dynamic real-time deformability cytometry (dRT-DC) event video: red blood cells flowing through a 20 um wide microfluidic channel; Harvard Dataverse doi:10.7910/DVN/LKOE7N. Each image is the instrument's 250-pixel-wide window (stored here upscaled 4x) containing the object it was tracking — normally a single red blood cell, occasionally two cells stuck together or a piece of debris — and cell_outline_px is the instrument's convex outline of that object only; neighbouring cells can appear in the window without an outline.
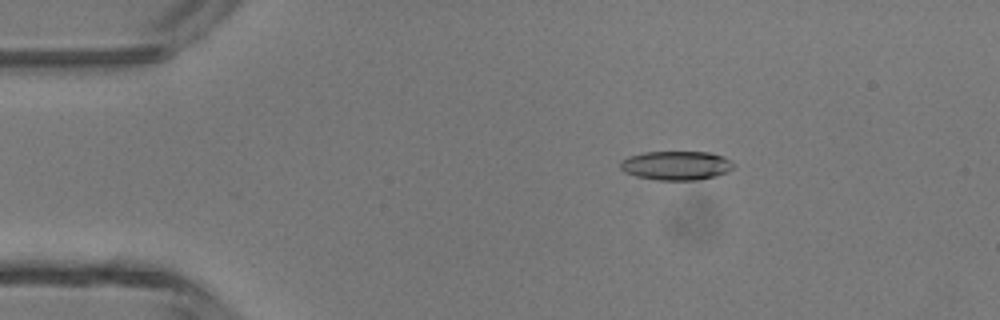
{"species": "common noctule bat (a hibernating species)", "species_latin": "Nyctalus noctula", "temperature_condition": "room temperature", "stored_images_in_passage": 47, "camera_frame_rate_fps": 3000, "um_per_image_px": 0.085, "animal": {"sex": "male", "body_mass_g": 13.3}, "frame": {"image": 1, "passage_image": 8, "time_ms": 2.333, "image_size_px": [1000, 320], "cell_outline_px": [[736, 164], [728, 172], [716, 176], [696, 180], [656, 180], [636, 176], [624, 172], [620, 168], [620, 160], [628, 156], [644, 152], [712, 152], [724, 156]], "centroid_in_image_um": [57.48, 14.06], "position_along_channel_um": 27.5, "area_um2": 19.42}}
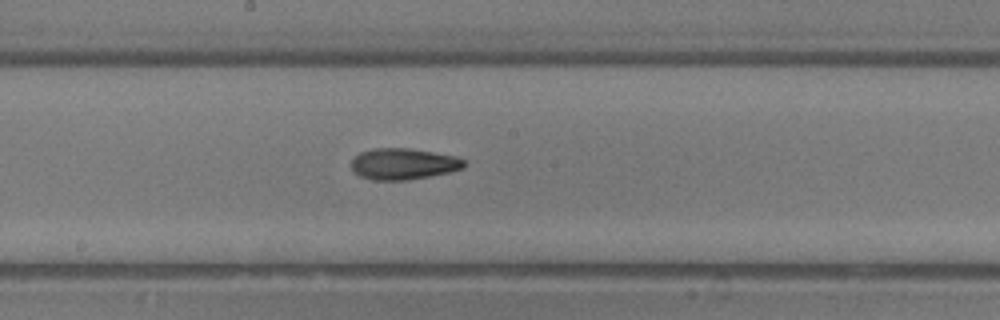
{"frame": {"image": 2, "passage_image": 25, "time_ms": 8.0, "image_size_px": [1000, 320], "cell_outline_px": [[464, 168], [448, 172], [408, 180], [372, 180], [360, 176], [352, 172], [352, 160], [360, 152], [372, 148], [408, 148], [456, 156], [464, 160]], "centroid_in_image_um": [34.25, 13.93], "position_along_channel_um": 214.0, "area_um2": 20.46}}
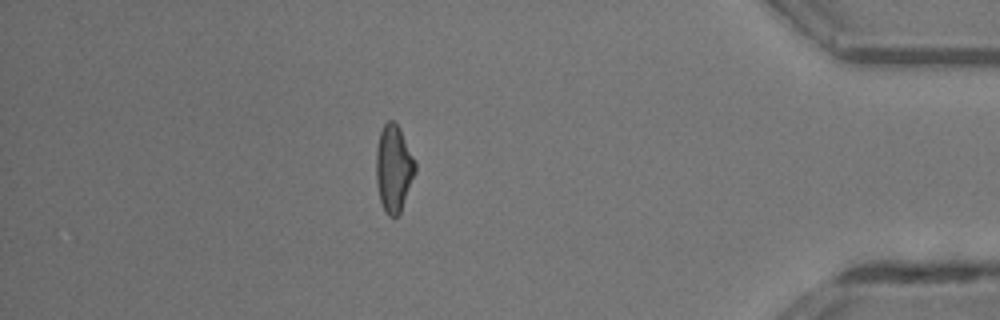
{"frame": {"image": 3, "passage_image": 41, "time_ms": 13.333, "image_size_px": [1000, 320], "cell_outline_px": [[416, 172], [400, 212], [396, 216], [388, 216], [384, 212], [380, 200], [376, 180], [376, 148], [380, 132], [384, 124], [388, 120], [392, 120], [400, 128], [416, 160]], "centroid_in_image_um": [33.47, 14.3], "position_along_channel_um": 401.7, "area_um2": 19.94}, "authors_computed_cell_mechanics": {"area_um2": 19.7676, "velocity_mm_per_s": 4.3622, "shape_relaxation_time_tau1_ms": 6.1153, "shape_relaxation_time_tau2_ms": 4.3135, "deformation_change_tau1": 0.1797, "deformation_change_tau2": 0.1427}}